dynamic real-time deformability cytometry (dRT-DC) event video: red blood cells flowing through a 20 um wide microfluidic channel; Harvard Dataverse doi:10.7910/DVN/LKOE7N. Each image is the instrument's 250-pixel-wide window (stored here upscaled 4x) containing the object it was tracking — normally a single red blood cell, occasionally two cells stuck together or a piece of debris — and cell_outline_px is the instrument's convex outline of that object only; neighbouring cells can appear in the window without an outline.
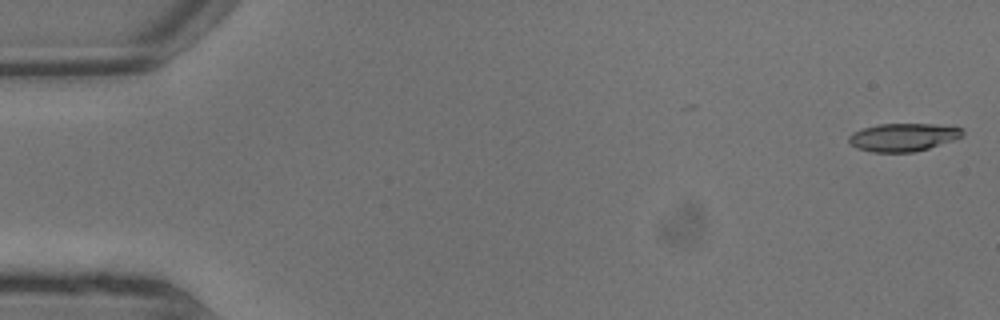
{"species": "common noctule bat (a hibernating species)", "species_latin": "Nyctalus noctula", "temperature_condition": "warm", "stored_images_in_passage": 4, "camera_frame_rate_fps": 3000, "um_per_image_px": 0.085, "animal": {"sex": "male", "body_mass_g": 13.3}, "frame": {"image": 1, "passage_image": 1, "time_ms": 0.0, "image_size_px": [1000, 320], "cell_outline_px": [[964, 132], [960, 136], [952, 140], [928, 148], [912, 152], [872, 152], [856, 148], [848, 140], [848, 136], [852, 132], [864, 128], [880, 124], [932, 124], [964, 128]], "centroid_in_image_um": [76.73, 11.66], "position_along_channel_um": 8.3, "area_um2": 18.32}}